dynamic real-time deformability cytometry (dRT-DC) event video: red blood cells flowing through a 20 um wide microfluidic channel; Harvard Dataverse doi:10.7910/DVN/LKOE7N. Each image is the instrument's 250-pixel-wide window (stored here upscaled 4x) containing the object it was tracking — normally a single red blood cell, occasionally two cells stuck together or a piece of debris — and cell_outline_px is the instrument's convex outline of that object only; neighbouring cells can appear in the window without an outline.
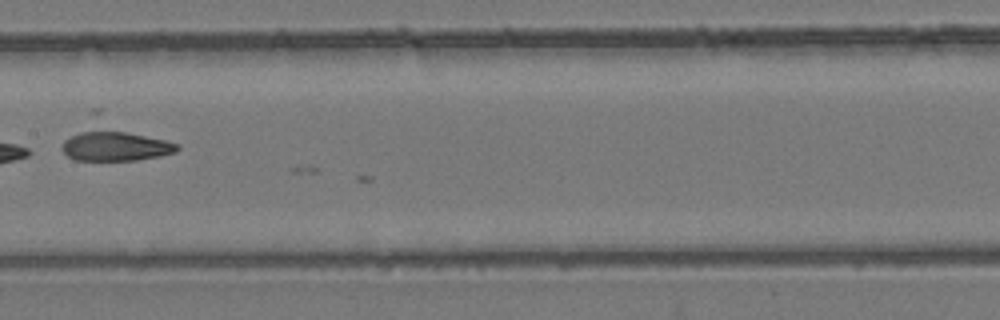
{"species": "common noctule bat (a hibernating species)", "species_latin": "Nyctalus noctula", "temperature_condition": "room temperature", "stored_images_in_passage": 9, "camera_frame_rate_fps": 3000, "um_per_image_px": 0.085, "animal": {"sex": "female", "body_mass_g": 24.6, "forearm_length_mm": 56.2}, "frame": {"image": 1, "passage_image": 8, "time_ms": 9.0, "image_size_px": [1000, 320], "cell_outline_px": [[180, 148], [176, 152], [160, 156], [136, 160], [76, 160], [68, 156], [60, 148], [64, 140], [80, 132], [92, 128], [100, 128], [124, 132], [164, 140], [180, 144]], "centroid_in_image_um": [9.78, 12.41], "position_along_channel_um": 197.6, "area_um2": 20.0}}